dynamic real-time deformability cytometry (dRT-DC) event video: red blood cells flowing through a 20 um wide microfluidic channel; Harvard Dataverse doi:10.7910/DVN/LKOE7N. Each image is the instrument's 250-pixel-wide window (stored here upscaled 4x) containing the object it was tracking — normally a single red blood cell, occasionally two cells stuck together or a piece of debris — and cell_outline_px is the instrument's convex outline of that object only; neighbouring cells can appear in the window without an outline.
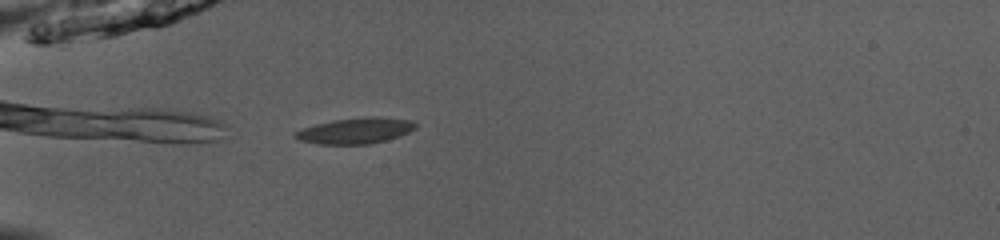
{"species": "common noctule bat (a hibernating species)", "species_latin": "Nyctalus noctula", "temperature_condition": "room temperature", "stored_images_in_passage": 36, "camera_frame_rate_fps": 3000, "um_per_image_px": 0.085, "animal": {"sex": "male", "body_mass_g": 13.0, "forearm_length_mm": 53.1}, "frame": {"image": 1, "passage_image": 1, "time_ms": 0.0, "image_size_px": [1000, 240], "cell_outline_px": [[420, 124], [416, 128], [408, 132], [384, 140], [368, 144], [320, 144], [300, 140], [292, 136], [296, 132], [304, 128], [316, 124], [332, 120], [376, 116], [412, 120]], "centroid_in_image_um": [30.25, 11.1], "position_along_channel_um": 54.8, "area_um2": 17.92}}
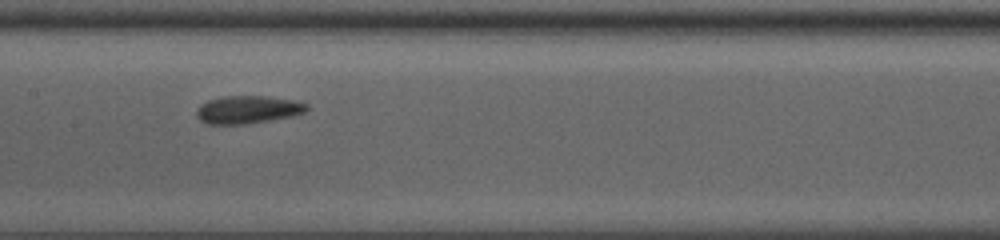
{"frame": {"image": 2, "passage_image": 12, "time_ms": 3.667, "image_size_px": [1000, 240], "cell_outline_px": [[308, 108], [304, 112], [292, 116], [248, 124], [208, 124], [200, 120], [196, 116], [196, 112], [200, 104], [208, 100], [224, 96], [264, 96], [296, 100], [308, 104]], "centroid_in_image_um": [21.06, 9.31], "position_along_channel_um": 186.3, "area_um2": 17.92}}
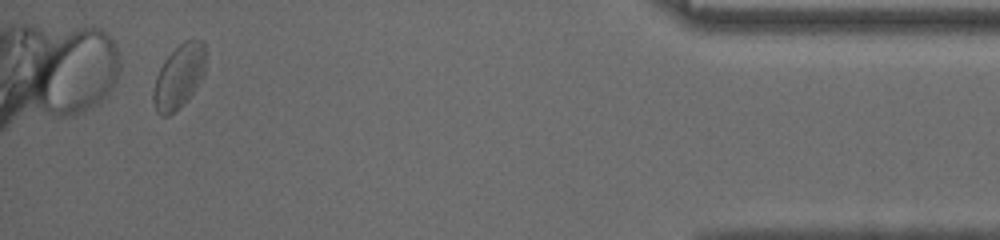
{"frame": {"image": 3, "passage_image": 34, "time_ms": 11.0, "image_size_px": [1000, 240], "cell_outline_px": [[204, 76], [196, 88], [168, 116], [160, 116], [156, 112], [152, 100], [152, 92], [156, 76], [164, 60], [184, 40], [204, 40]], "centroid_in_image_um": [15.18, 6.5], "position_along_channel_um": 420.0, "area_um2": 19.07}, "authors_computed_cell_mechanics": {"area_um2": 17.7446, "velocity_mm_per_s": 3.9214, "shape_relaxation_time_tau1_ms": 2.8648, "shape_relaxation_time_tau2_ms": 0.8725, "deformation_change_tau1": 0.0741, "deformation_change_tau2": 0.0507}}